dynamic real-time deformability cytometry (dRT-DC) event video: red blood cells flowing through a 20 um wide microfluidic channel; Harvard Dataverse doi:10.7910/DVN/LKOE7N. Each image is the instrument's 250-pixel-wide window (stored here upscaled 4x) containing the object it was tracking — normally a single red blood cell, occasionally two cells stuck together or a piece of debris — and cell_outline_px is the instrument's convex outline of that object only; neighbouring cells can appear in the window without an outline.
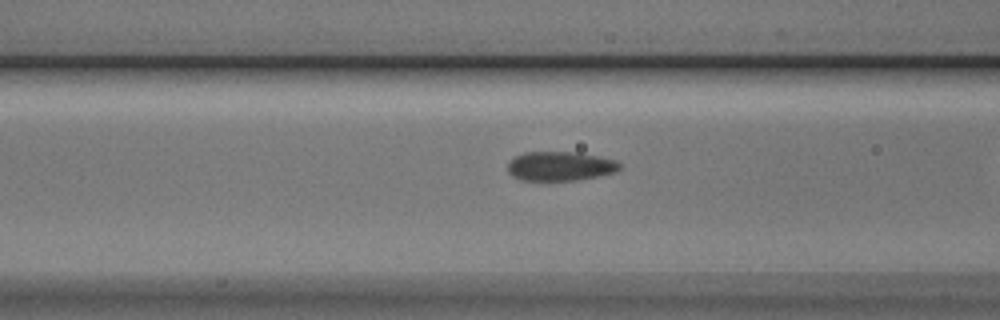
{"species": "Egyptian fruit bat (a non-hibernating species)", "species_latin": "Rousettus aegyptiacus", "temperature_condition": "cold", "stored_images_in_passage": 19, "camera_frame_rate_fps": 3000, "um_per_image_px": 0.085, "animal": {"sex": "male"}, "frame": {"image": 1, "passage_image": 14, "time_ms": 4.333, "image_size_px": [1000, 320], "cell_outline_px": [[620, 168], [616, 172], [576, 180], [520, 180], [512, 176], [508, 172], [508, 160], [524, 152], [576, 152], [600, 156], [616, 160], [620, 164]], "centroid_in_image_um": [47.59, 14.11], "position_along_channel_um": 119.0, "area_um2": 19.13}}